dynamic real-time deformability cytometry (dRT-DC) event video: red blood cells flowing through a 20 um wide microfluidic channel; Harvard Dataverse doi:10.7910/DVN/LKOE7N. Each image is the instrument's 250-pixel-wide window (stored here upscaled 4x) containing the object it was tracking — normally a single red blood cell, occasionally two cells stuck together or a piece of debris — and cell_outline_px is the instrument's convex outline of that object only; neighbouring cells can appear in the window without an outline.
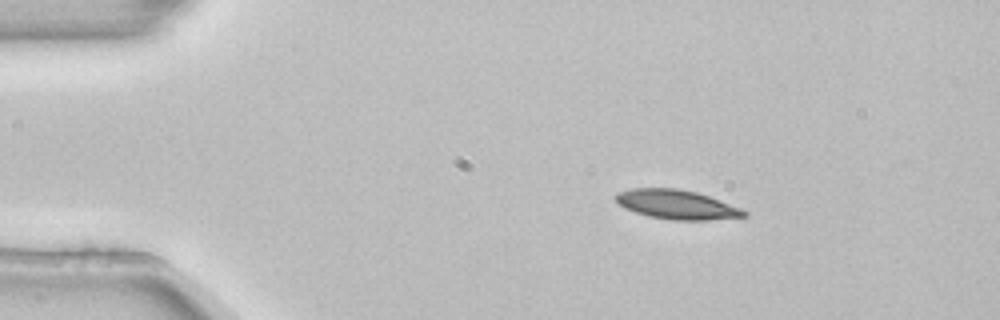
{"species": "common noctule bat (a hibernating species)", "species_latin": "Nyctalus noctula", "temperature_condition": "room temperature", "stored_images_in_passage": 2, "camera_frame_rate_fps": 3000, "um_per_image_px": 0.085, "animal": {"sex": "female", "body_mass_g": 22.7, "forearm_length_mm": 54.2}, "frame": {"image": 1, "passage_image": 1, "time_ms": 0.0, "image_size_px": [1000, 320], "cell_outline_px": [[748, 216], [708, 220], [672, 220], [648, 216], [624, 208], [616, 200], [616, 192], [632, 188], [676, 188], [696, 192], [708, 196], [740, 208], [748, 212]], "centroid_in_image_um": [57.51, 17.38], "position_along_channel_um": 27.5, "area_um2": 21.73}}